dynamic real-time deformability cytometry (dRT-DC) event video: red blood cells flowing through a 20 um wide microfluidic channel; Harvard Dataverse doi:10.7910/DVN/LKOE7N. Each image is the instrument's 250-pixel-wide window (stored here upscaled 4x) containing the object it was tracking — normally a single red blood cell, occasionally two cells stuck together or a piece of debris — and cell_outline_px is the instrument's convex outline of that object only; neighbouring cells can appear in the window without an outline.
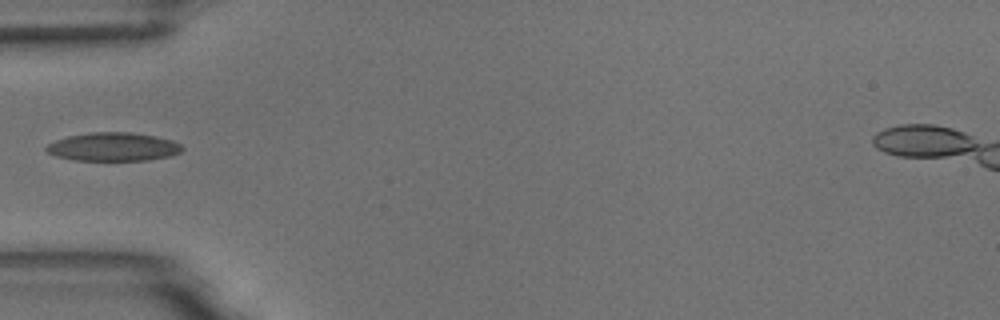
{"species": "common noctule bat (a hibernating species)", "species_latin": "Nyctalus noctula", "temperature_condition": "room temperature", "stored_images_in_passage": 2, "camera_frame_rate_fps": 3000, "um_per_image_px": 0.085, "animal": {"sex": "male", "body_mass_g": 18.8}, "frame": {"image": 1, "passage_image": 1, "time_ms": 0.0, "image_size_px": [1000, 320], "cell_outline_px": [[184, 148], [180, 152], [172, 156], [148, 160], [76, 160], [56, 156], [48, 152], [44, 148], [48, 144], [56, 140], [68, 136], [92, 132], [132, 132], [172, 140], [180, 144]], "centroid_in_image_um": [9.64, 12.48], "position_along_channel_um": 75.4, "area_um2": 22.43}}